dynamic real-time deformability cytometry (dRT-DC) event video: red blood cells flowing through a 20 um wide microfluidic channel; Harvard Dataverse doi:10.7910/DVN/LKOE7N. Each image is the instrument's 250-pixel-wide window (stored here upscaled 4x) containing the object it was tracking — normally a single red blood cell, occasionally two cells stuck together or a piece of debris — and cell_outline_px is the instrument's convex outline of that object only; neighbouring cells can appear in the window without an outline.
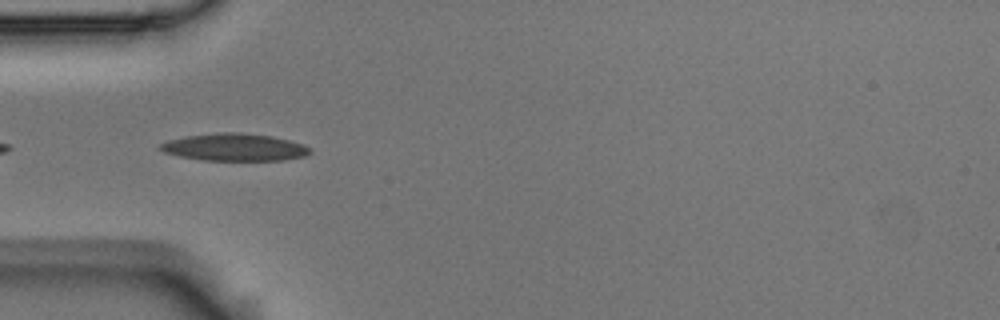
{"species": "Egyptian fruit bat (a non-hibernating species)", "species_latin": "Rousettus aegyptiacus", "temperature_condition": "room temperature", "stored_images_in_passage": 8, "camera_frame_rate_fps": 3000, "um_per_image_px": 0.085, "animal": {"sex": "male"}, "frame": {"image": 1, "passage_image": 4, "time_ms": 1.0, "image_size_px": [1000, 320], "cell_outline_px": [[312, 152], [304, 156], [284, 160], [204, 160], [180, 156], [164, 152], [156, 148], [160, 144], [168, 140], [184, 136], [220, 132], [240, 132], [272, 136], [304, 144]], "centroid_in_image_um": [19.9, 12.51], "position_along_channel_um": 65.1, "area_um2": 23.87}}
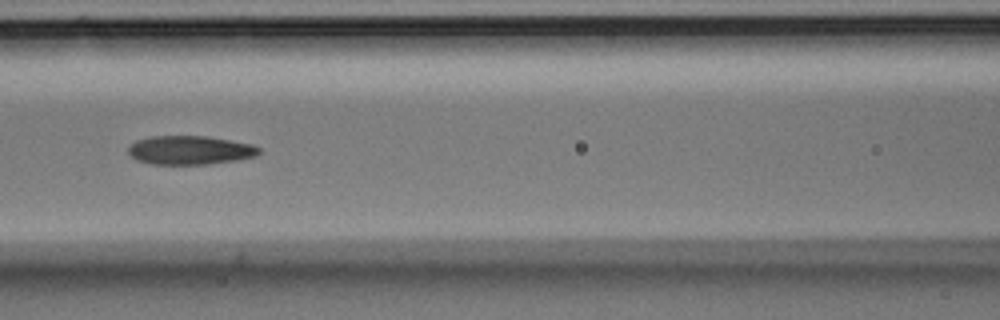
{"frame": {"image": 2, "passage_image": 6, "time_ms": 1.667, "image_size_px": [1000, 320], "cell_outline_px": [[260, 152], [256, 156], [236, 160], [208, 164], [152, 164], [136, 160], [128, 152], [128, 148], [136, 140], [152, 136], [204, 136], [252, 144], [260, 148]], "centroid_in_image_um": [16.14, 12.76], "position_along_channel_um": 150.5, "area_um2": 21.79}}
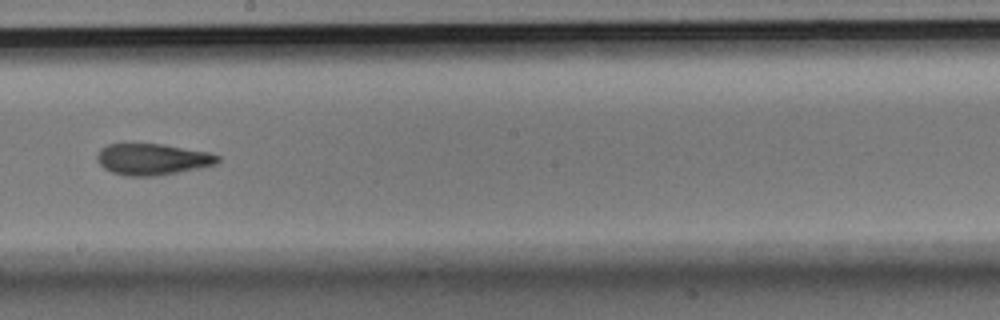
{"frame": {"image": 3, "passage_image": 8, "time_ms": 2.333, "image_size_px": [1000, 320], "cell_outline_px": [[220, 160], [216, 164], [200, 168], [156, 176], [124, 176], [112, 172], [104, 168], [96, 160], [96, 156], [100, 148], [108, 144], [164, 144], [208, 152], [220, 156]], "centroid_in_image_um": [12.95, 13.54], "position_along_channel_um": 235.3, "area_um2": 22.14}}